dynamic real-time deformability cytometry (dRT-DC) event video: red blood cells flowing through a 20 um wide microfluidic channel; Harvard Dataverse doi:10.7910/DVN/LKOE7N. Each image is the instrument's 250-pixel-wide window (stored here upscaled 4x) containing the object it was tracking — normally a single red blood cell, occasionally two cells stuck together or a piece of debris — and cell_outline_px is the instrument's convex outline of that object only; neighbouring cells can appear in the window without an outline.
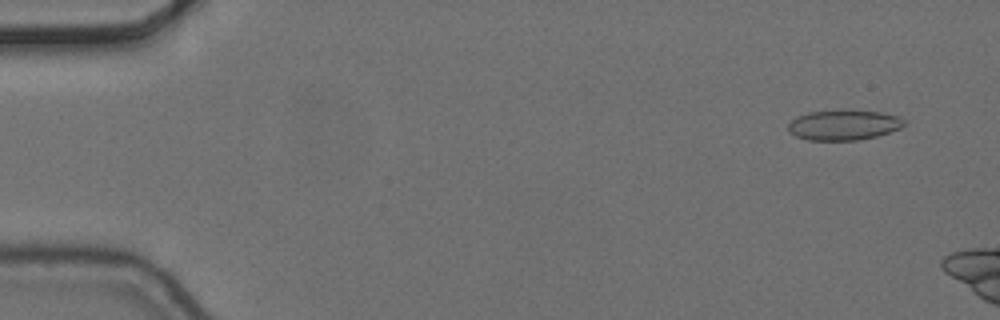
{"species": "common noctule bat (a hibernating species)", "species_latin": "Nyctalus noctula", "temperature_condition": "cold", "stored_images_in_passage": 3, "camera_frame_rate_fps": 3000, "um_per_image_px": 0.085, "animal": {"sex": "female", "body_mass_g": 24.6, "forearm_length_mm": 56.2}, "frame": {"image": 1, "passage_image": 1, "time_ms": 0.0, "image_size_px": [1000, 320], "cell_outline_px": [[904, 124], [900, 128], [876, 136], [860, 140], [808, 140], [796, 136], [788, 132], [788, 124], [796, 116], [808, 112], [844, 108], [880, 112], [900, 116], [904, 120]], "centroid_in_image_um": [71.69, 10.59], "position_along_channel_um": 13.3, "area_um2": 20.87}}